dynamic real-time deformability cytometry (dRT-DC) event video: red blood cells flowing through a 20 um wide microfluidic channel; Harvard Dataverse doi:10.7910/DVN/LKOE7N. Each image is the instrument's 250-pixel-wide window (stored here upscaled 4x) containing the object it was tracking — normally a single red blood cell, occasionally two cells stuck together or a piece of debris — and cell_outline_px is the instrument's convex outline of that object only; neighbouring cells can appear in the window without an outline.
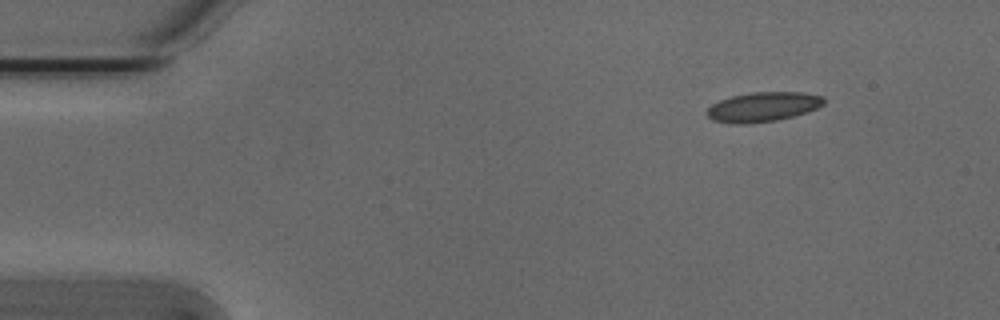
{"species": "Egyptian fruit bat (a non-hibernating species)", "species_latin": "Rousettus aegyptiacus", "temperature_condition": "cold", "stored_images_in_passage": 48, "camera_frame_rate_fps": 3000, "um_per_image_px": 0.085, "animal": {"sex": "male"}, "frame": {"image": 1, "passage_image": 1, "time_ms": 0.0, "image_size_px": [1000, 320], "cell_outline_px": [[824, 104], [808, 112], [776, 120], [748, 124], [736, 124], [712, 120], [708, 116], [708, 108], [712, 104], [720, 100], [732, 96], [752, 92], [804, 92], [824, 96]], "centroid_in_image_um": [64.88, 9.08], "position_along_channel_um": 20.1, "area_um2": 20.11}}
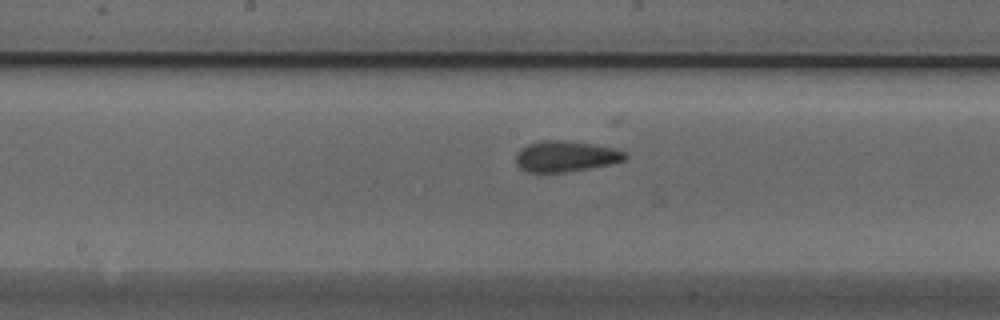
{"frame": {"image": 2, "passage_image": 22, "time_ms": 7.0, "image_size_px": [1000, 320], "cell_outline_px": [[628, 156], [624, 160], [608, 164], [568, 172], [528, 172], [520, 168], [516, 164], [516, 152], [520, 148], [528, 144], [540, 140], [564, 140], [592, 144], [616, 148], [628, 152]], "centroid_in_image_um": [48.07, 13.27], "position_along_channel_um": 200.1, "area_um2": 19.77}}
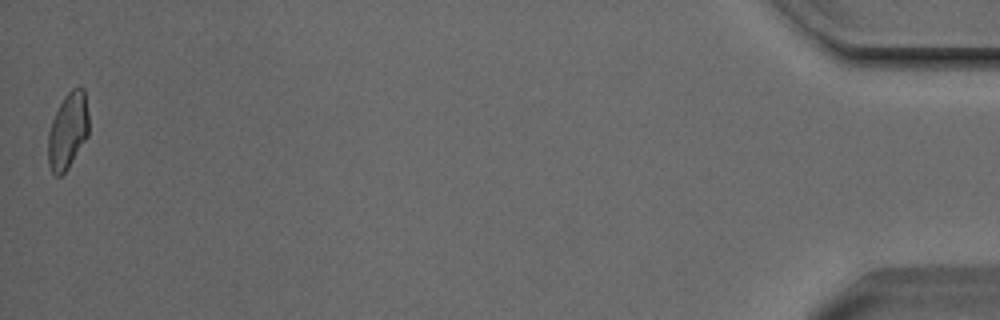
{"frame": {"image": 3, "passage_image": 48, "time_ms": 15.667, "image_size_px": [1000, 320], "cell_outline_px": [[88, 136], [68, 168], [60, 176], [56, 176], [52, 172], [48, 164], [48, 132], [52, 120], [64, 96], [72, 88], [80, 84], [84, 88], [88, 112]], "centroid_in_image_um": [5.77, 11.09], "position_along_channel_um": 429.4, "area_um2": 18.21}, "authors_computed_cell_mechanics": {"area_um2": 19.3919, "velocity_mm_per_s": 3.7987, "shape_relaxation_time_tau1_ms": null, "shape_relaxation_time_tau2_ms": 1.7468, "deformation_change_tau1": null, "deformation_change_tau2": 0.0664}}